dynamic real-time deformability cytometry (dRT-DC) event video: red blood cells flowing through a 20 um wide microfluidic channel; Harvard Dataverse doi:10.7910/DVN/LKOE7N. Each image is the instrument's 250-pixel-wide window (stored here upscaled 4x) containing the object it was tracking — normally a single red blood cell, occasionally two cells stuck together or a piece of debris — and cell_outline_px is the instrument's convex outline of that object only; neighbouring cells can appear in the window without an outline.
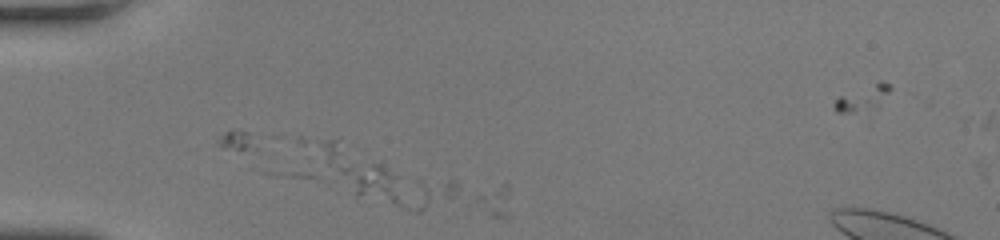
{"species": "human", "species_latin": "Homo sapiens", "temperature_condition": "room temperature", "stored_images_in_passage": 3, "camera_frame_rate_fps": 3000, "um_per_image_px": 0.085, "donor": {"sex": "female"}, "frame": {"image": 1, "passage_image": 2, "time_ms": 0.333, "image_size_px": [1000, 240], "cell_outline_px": [[400, 204], [396, 204], [352, 196], [328, 164], [324, 144], [332, 140], [336, 140], [380, 164], [396, 176]], "centroid_in_image_um": [30.75, 14.79], "position_along_channel_um": 54.2, "area_um2": 19.42}}